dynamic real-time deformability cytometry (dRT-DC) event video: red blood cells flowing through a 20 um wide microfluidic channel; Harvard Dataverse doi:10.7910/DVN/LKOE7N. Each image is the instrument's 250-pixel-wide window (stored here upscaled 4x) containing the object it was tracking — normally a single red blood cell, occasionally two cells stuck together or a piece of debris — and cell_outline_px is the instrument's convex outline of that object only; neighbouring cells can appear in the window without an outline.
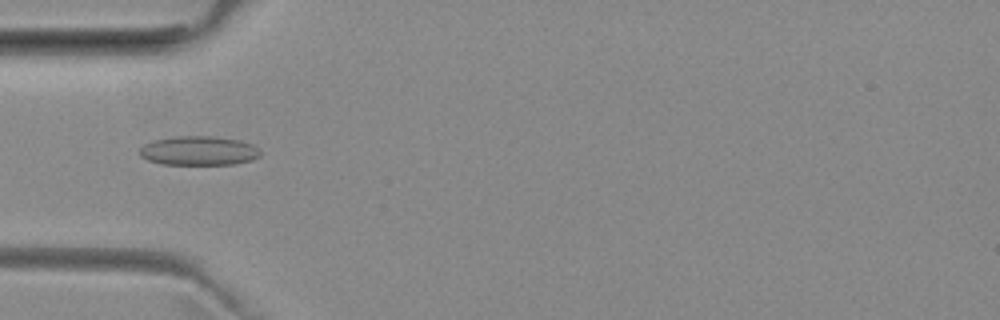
{"species": "common noctule bat (a hibernating species)", "species_latin": "Nyctalus noctula", "temperature_condition": "room temperature", "stored_images_in_passage": 37, "camera_frame_rate_fps": 3000, "um_per_image_px": 0.085, "animal": {"sex": "female", "body_mass_g": 29.2, "forearm_length_mm": 56.3}, "frame": {"image": 1, "passage_image": 2, "time_ms": 0.333, "image_size_px": [1000, 320], "cell_outline_px": [[260, 156], [252, 160], [236, 164], [160, 164], [148, 160], [140, 156], [140, 148], [144, 144], [152, 140], [176, 136], [212, 136], [240, 140], [252, 144], [260, 152]], "centroid_in_image_um": [16.88, 12.81], "position_along_channel_um": 68.1, "area_um2": 20.58}}
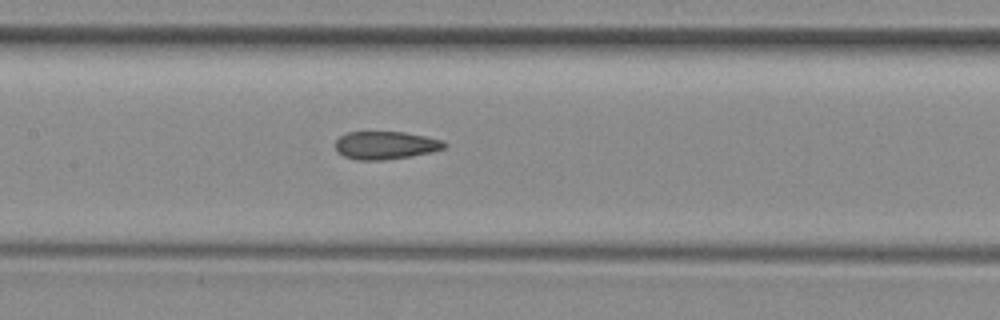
{"frame": {"image": 2, "passage_image": 10, "time_ms": 3.0, "image_size_px": [1000, 320], "cell_outline_px": [[448, 144], [444, 148], [432, 152], [412, 156], [384, 160], [356, 160], [344, 156], [336, 152], [336, 140], [340, 136], [348, 132], [404, 132], [444, 140]], "centroid_in_image_um": [32.78, 12.35], "position_along_channel_um": 174.6, "area_um2": 17.86}}
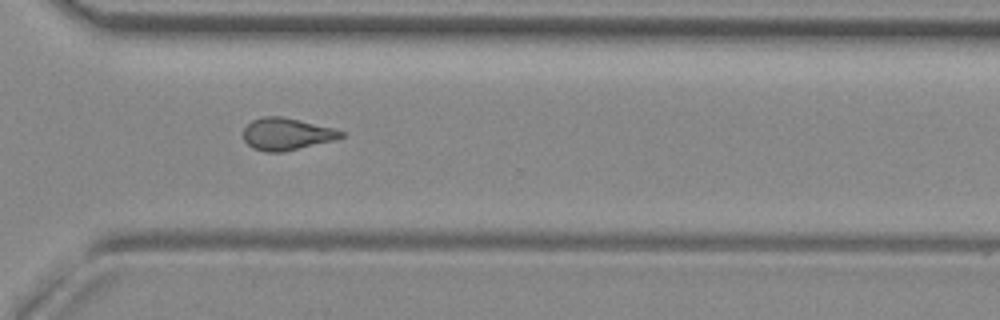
{"frame": {"image": 3, "passage_image": 23, "time_ms": 7.333, "image_size_px": [1000, 320], "cell_outline_px": [[344, 136], [336, 140], [280, 152], [264, 152], [252, 148], [244, 140], [244, 128], [252, 120], [264, 116], [280, 116], [332, 128], [344, 132]], "centroid_in_image_um": [24.34, 11.4], "position_along_channel_um": 346.3, "area_um2": 18.03}, "authors_computed_cell_mechanics": {"area_um2": 18.0336, "velocity_mm_per_s": 3.9609, "shape_relaxation_time_tau1_ms": null, "shape_relaxation_time_tau2_ms": 1.8652, "deformation_change_tau1": null, "deformation_change_tau2": 0.0752}}